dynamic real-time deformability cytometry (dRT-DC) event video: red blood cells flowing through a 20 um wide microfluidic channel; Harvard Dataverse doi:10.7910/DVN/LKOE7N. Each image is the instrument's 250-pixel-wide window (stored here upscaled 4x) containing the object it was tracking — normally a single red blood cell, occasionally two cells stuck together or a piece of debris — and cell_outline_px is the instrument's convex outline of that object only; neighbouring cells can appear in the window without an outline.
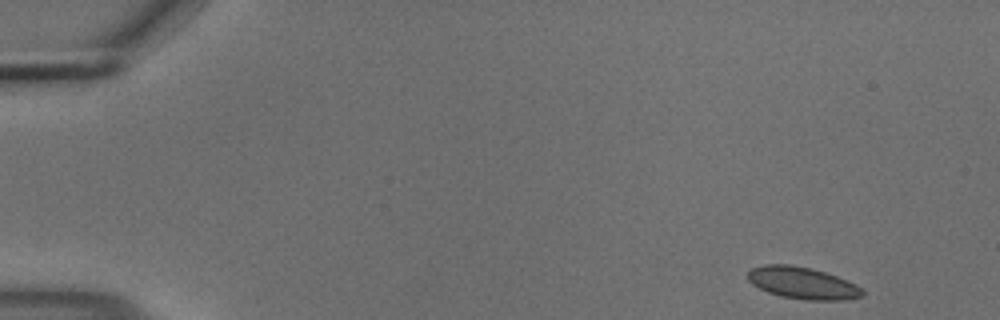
{"species": "common noctule bat (a hibernating species)", "species_latin": "Nyctalus noctula", "temperature_condition": "cold", "stored_images_in_passage": 51, "camera_frame_rate_fps": 3000, "um_per_image_px": 0.085, "animal": {"sex": "male", "body_mass_g": 18.8}, "frame": {"image": 1, "passage_image": 1, "time_ms": 0.0, "image_size_px": [1000, 320], "cell_outline_px": [[864, 296], [844, 300], [804, 300], [780, 296], [768, 292], [752, 284], [744, 276], [752, 268], [764, 264], [792, 264], [812, 268], [836, 276], [856, 284], [864, 292]], "centroid_in_image_um": [68.18, 24.05], "position_along_channel_um": 16.8, "area_um2": 21.5}}
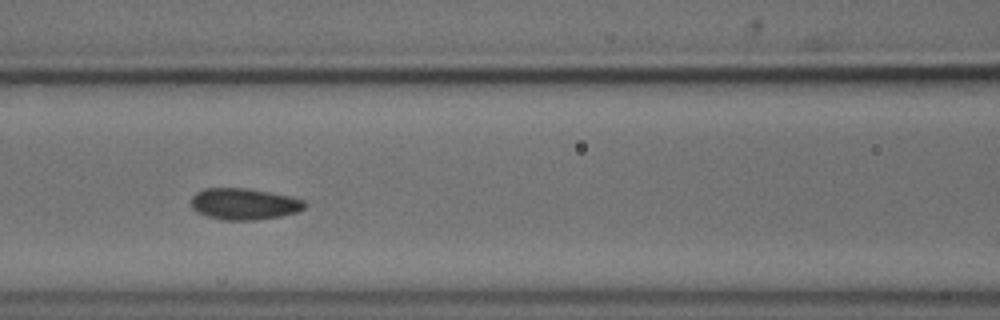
{"frame": {"image": 2, "passage_image": 21, "time_ms": 6.667, "image_size_px": [1000, 320], "cell_outline_px": [[308, 204], [304, 208], [296, 212], [280, 216], [256, 220], [224, 220], [208, 216], [196, 212], [192, 208], [192, 196], [196, 192], [204, 188], [248, 188], [288, 196], [304, 200]], "centroid_in_image_um": [20.74, 17.33], "position_along_channel_um": 145.9, "area_um2": 20.75}}
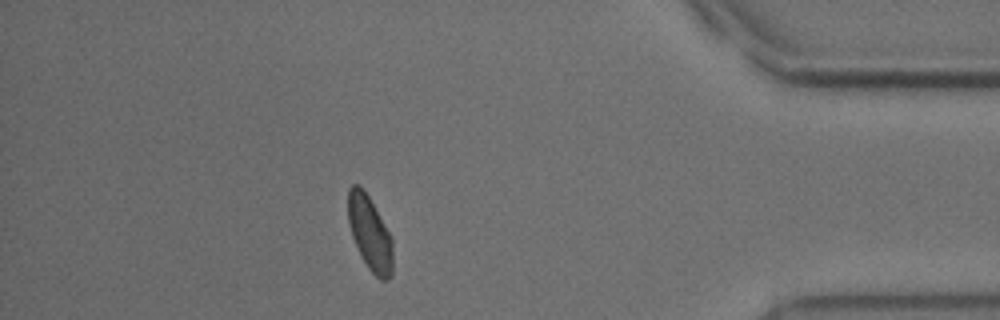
{"frame": {"image": 3, "passage_image": 45, "time_ms": 14.667, "image_size_px": [1000, 320], "cell_outline_px": [[392, 276], [388, 280], [380, 280], [368, 268], [352, 236], [348, 220], [348, 188], [352, 184], [360, 184], [368, 196], [388, 232], [392, 240]], "centroid_in_image_um": [31.43, 19.82], "position_along_channel_um": 403.8, "area_um2": 18.96}, "authors_computed_cell_mechanics": {"area_um2": 20.519, "velocity_mm_per_s": 3.6876, "shape_relaxation_time_tau1_ms": null, "shape_relaxation_time_tau2_ms": 1.3156, "deformation_change_tau1": null, "deformation_change_tau2": 0.0354}}